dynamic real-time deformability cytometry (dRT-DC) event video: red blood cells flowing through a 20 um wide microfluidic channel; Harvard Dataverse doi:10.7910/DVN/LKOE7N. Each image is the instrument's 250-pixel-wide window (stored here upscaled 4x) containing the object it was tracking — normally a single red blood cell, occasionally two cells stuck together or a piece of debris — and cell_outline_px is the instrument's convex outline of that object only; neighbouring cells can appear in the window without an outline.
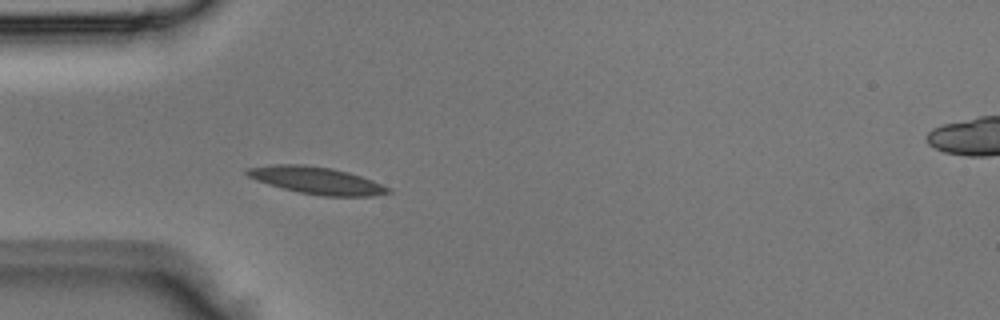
{"species": "Egyptian fruit bat (a non-hibernating species)", "species_latin": "Rousettus aegyptiacus", "temperature_condition": "room temperature", "stored_images_in_passage": 4, "segment_of_instrument_passage": [1, 2], "camera_frame_rate_fps": 3000, "um_per_image_px": 0.085, "animal": {"sex": "male"}, "frame": {"image": 1, "passage_image": 3, "time_ms": 0.667, "image_size_px": [1000, 320], "cell_outline_px": [[392, 192], [372, 196], [324, 196], [300, 192], [268, 184], [256, 180], [248, 176], [244, 172], [248, 168], [276, 164], [304, 164], [332, 168], [348, 172], [372, 180], [392, 188]], "centroid_in_image_um": [26.94, 15.33], "position_along_channel_um": 58.1, "area_um2": 22.2}}